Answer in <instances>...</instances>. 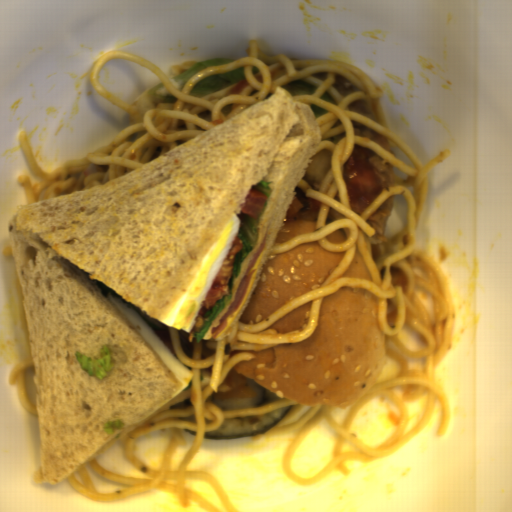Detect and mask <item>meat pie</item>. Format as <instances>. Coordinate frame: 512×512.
Returning <instances> with one entry per match:
<instances>
[{
  "mask_svg": "<svg viewBox=\"0 0 512 512\" xmlns=\"http://www.w3.org/2000/svg\"><path fill=\"white\" fill-rule=\"evenodd\" d=\"M310 159L311 161L301 180L310 188L320 189L332 167L329 152L325 149L318 150Z\"/></svg>",
  "mask_w": 512,
  "mask_h": 512,
  "instance_id": "obj_3",
  "label": "meat pie"
},
{
  "mask_svg": "<svg viewBox=\"0 0 512 512\" xmlns=\"http://www.w3.org/2000/svg\"><path fill=\"white\" fill-rule=\"evenodd\" d=\"M395 198L392 196L382 204H380L376 210L369 216L365 221L372 226L375 231L380 235L384 236L390 222L393 205Z\"/></svg>",
  "mask_w": 512,
  "mask_h": 512,
  "instance_id": "obj_4",
  "label": "meat pie"
},
{
  "mask_svg": "<svg viewBox=\"0 0 512 512\" xmlns=\"http://www.w3.org/2000/svg\"><path fill=\"white\" fill-rule=\"evenodd\" d=\"M341 171L349 207L360 216L377 197L394 187L392 167L374 150L359 144Z\"/></svg>",
  "mask_w": 512,
  "mask_h": 512,
  "instance_id": "obj_1",
  "label": "meat pie"
},
{
  "mask_svg": "<svg viewBox=\"0 0 512 512\" xmlns=\"http://www.w3.org/2000/svg\"><path fill=\"white\" fill-rule=\"evenodd\" d=\"M294 198L289 205L284 220L305 219L317 221L321 202L318 198L308 197L299 187H295Z\"/></svg>",
  "mask_w": 512,
  "mask_h": 512,
  "instance_id": "obj_2",
  "label": "meat pie"
}]
</instances>
